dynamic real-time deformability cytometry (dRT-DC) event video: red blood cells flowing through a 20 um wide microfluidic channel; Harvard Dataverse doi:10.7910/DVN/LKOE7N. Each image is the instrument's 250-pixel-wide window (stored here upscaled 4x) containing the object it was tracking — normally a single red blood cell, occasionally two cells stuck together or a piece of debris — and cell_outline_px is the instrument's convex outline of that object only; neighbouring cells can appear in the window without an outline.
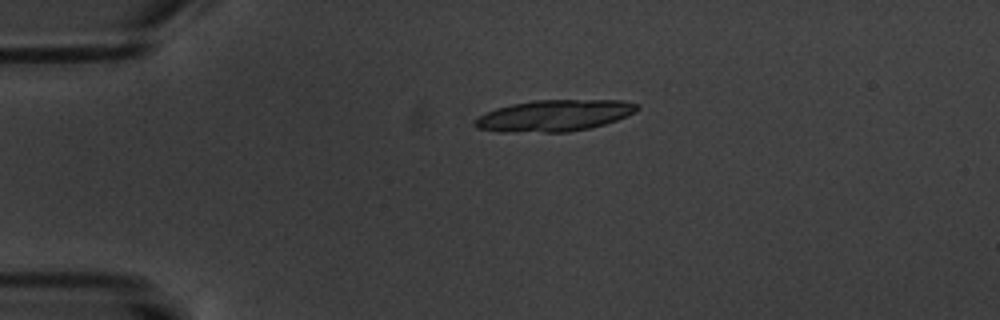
{"species": "common noctule bat (a hibernating species)", "species_latin": "Nyctalus noctula", "temperature_condition": "warm", "stored_images_in_passage": 4, "camera_frame_rate_fps": 3000, "um_per_image_px": 0.085, "animal": {"sex": "male", "body_mass_g": 20.1, "forearm_length_mm": 53.5}, "frame": {"image": 1, "passage_image": 3, "time_ms": 3.333, "image_size_px": [1000, 320], "cell_outline_px": [[640, 108], [636, 112], [616, 120], [604, 124], [588, 128], [568, 132], [496, 132], [476, 128], [472, 124], [472, 120], [484, 112], [496, 108], [512, 104], [532, 100], [624, 100], [636, 104]], "centroid_in_image_um": [47.04, 9.83], "position_along_channel_um": 38.0, "area_um2": 30.0}}